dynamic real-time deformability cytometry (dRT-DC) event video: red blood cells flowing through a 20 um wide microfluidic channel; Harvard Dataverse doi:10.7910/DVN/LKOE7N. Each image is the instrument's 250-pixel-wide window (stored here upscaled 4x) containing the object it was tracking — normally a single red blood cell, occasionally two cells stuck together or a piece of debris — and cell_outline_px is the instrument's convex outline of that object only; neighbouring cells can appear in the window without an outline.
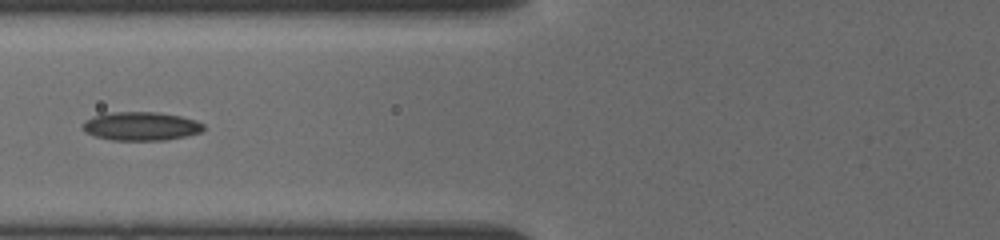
{"species": "common noctule bat (a hibernating species)", "species_latin": "Nyctalus noctula", "temperature_condition": "cold", "stored_images_in_passage": 17, "camera_frame_rate_fps": 3000, "um_per_image_px": 0.085, "animal": {"sex": "female", "body_mass_g": 19.5, "forearm_length_mm": 54.1}, "frame": {"image": 1, "passage_image": 15, "time_ms": 7.667, "image_size_px": [1000, 240], "cell_outline_px": [[204, 128], [200, 132], [184, 136], [164, 140], [112, 140], [96, 136], [84, 132], [80, 128], [84, 120], [92, 116], [104, 112], [160, 112], [180, 116], [196, 120], [204, 124]], "centroid_in_image_um": [11.92, 10.71], "position_along_channel_um": 113.9, "area_um2": 20.35}}
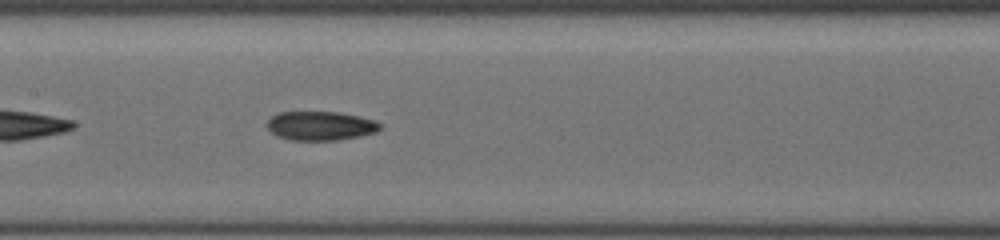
{"frame": {"image": 2, "passage_image": 17, "time_ms": 9.333, "image_size_px": [1000, 240], "cell_outline_px": [[380, 128], [376, 132], [360, 136], [336, 140], [292, 140], [276, 136], [268, 128], [268, 120], [272, 116], [280, 112], [336, 112], [376, 120], [380, 124]], "centroid_in_image_um": [27.24, 10.7], "position_along_channel_um": 180.2, "area_um2": 18.9}}